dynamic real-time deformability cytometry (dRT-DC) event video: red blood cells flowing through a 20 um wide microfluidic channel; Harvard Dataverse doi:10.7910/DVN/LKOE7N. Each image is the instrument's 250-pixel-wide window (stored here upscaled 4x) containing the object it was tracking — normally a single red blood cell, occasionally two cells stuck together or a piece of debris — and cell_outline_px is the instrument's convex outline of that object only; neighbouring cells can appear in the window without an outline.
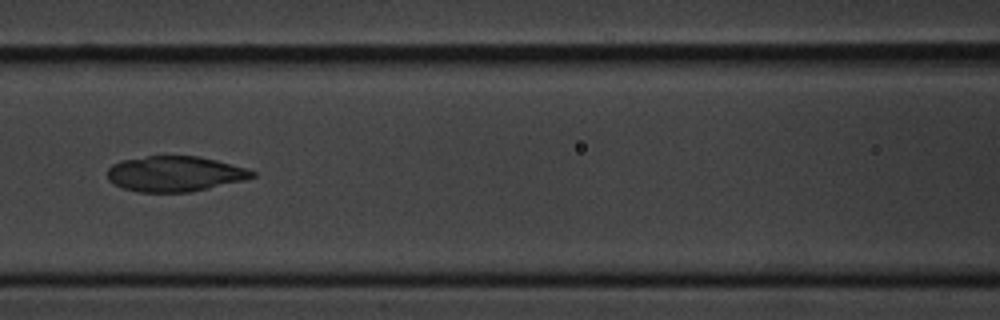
{"species": "common noctule bat (a hibernating species)", "species_latin": "Nyctalus noctula", "temperature_condition": "cold", "stored_images_in_passage": 9, "camera_frame_rate_fps": 3000, "um_per_image_px": 0.085, "animal": {"sex": "male", "body_mass_g": 20.1, "forearm_length_mm": 53.5}, "frame": {"image": 1, "passage_image": 7, "time_ms": 7.0, "image_size_px": [1000, 320], "cell_outline_px": [[256, 176], [244, 180], [208, 188], [188, 192], [140, 192], [124, 188], [112, 184], [108, 180], [108, 168], [112, 164], [120, 160], [148, 156], [200, 156], [216, 160], [244, 168], [256, 172]], "centroid_in_image_um": [14.83, 14.77], "position_along_channel_um": 151.8, "area_um2": 29.77}}
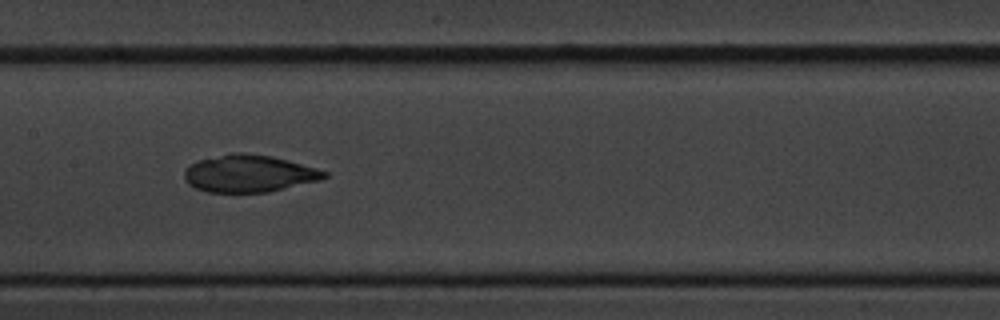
{"frame": {"image": 2, "passage_image": 8, "time_ms": 8.0, "image_size_px": [1000, 320], "cell_outline_px": [[328, 176], [320, 180], [268, 192], [208, 192], [196, 188], [188, 184], [184, 180], [184, 172], [188, 164], [196, 160], [232, 152], [244, 152], [272, 156], [288, 160], [316, 168], [328, 172]], "centroid_in_image_um": [21.13, 14.74], "position_along_channel_um": 186.3, "area_um2": 30.58}}
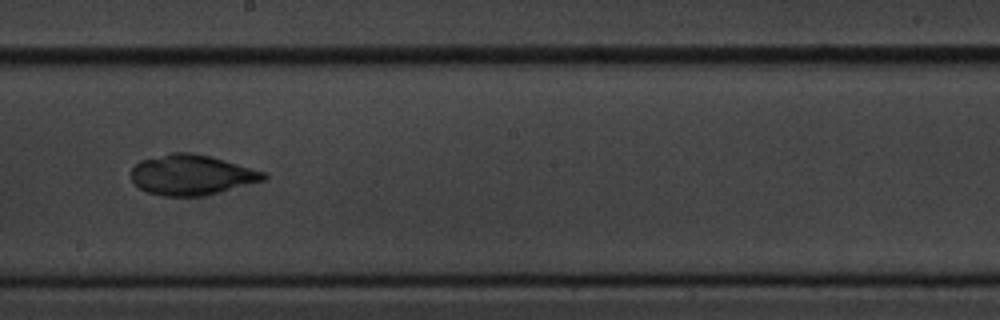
{"frame": {"image": 3, "passage_image": 9, "time_ms": 9.333, "image_size_px": [1000, 320], "cell_outline_px": [[268, 176], [264, 180], [220, 192], [200, 196], [160, 196], [148, 192], [140, 188], [132, 180], [132, 168], [140, 160], [172, 152], [188, 152], [208, 156], [224, 160], [264, 172]], "centroid_in_image_um": [16.26, 14.87], "position_along_channel_um": 231.9, "area_um2": 30.75}}